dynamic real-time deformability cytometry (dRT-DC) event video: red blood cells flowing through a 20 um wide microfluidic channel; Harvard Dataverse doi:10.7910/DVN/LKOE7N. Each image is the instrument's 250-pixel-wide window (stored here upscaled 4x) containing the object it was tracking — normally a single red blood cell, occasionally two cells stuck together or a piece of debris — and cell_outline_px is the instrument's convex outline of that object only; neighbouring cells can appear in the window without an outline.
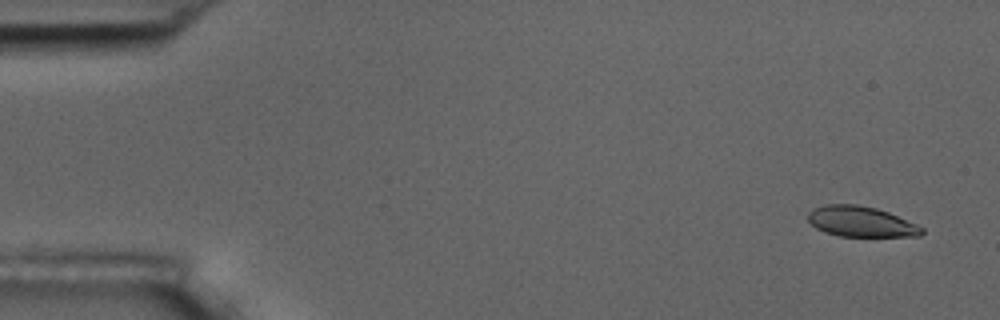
{"species": "common noctule bat (a hibernating species)", "species_latin": "Nyctalus noctula", "temperature_condition": "room temperature", "stored_images_in_passage": 4, "camera_frame_rate_fps": 3000, "um_per_image_px": 0.085, "animal": {"sex": "male", "body_mass_g": 17.5, "forearm_length_mm": 52.3}, "frame": {"image": 1, "passage_image": 1, "time_ms": 0.0, "image_size_px": [1000, 320], "cell_outline_px": [[924, 232], [920, 236], [840, 236], [824, 232], [816, 228], [808, 220], [808, 212], [812, 208], [824, 204], [856, 204], [876, 208], [888, 212], [916, 224], [924, 228]], "centroid_in_image_um": [73.15, 18.83], "position_along_channel_um": 11.8, "area_um2": 20.23}}
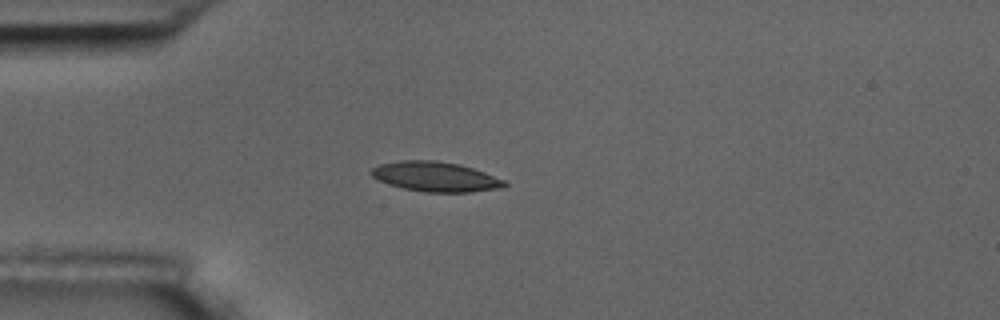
{"frame": {"image": 2, "passage_image": 4, "time_ms": 4.0, "image_size_px": [1000, 320], "cell_outline_px": [[508, 184], [504, 188], [472, 192], [424, 192], [404, 188], [388, 184], [376, 180], [368, 172], [372, 168], [380, 164], [400, 160], [436, 160], [460, 164], [484, 172], [504, 180]], "centroid_in_image_um": [37.0, 15.02], "position_along_channel_um": 48.0, "area_um2": 23.35}}